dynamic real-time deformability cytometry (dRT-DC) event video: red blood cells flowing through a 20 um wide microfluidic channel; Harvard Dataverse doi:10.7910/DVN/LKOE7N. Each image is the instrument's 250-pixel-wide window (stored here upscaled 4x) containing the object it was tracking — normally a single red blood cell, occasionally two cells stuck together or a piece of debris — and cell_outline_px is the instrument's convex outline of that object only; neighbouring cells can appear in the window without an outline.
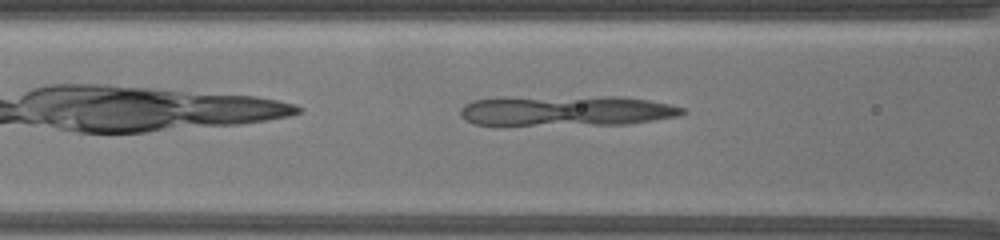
{"species": "common noctule bat (a hibernating species)", "species_latin": "Nyctalus noctula", "temperature_condition": "warm", "stored_images_in_passage": 35, "camera_frame_rate_fps": 3000, "um_per_image_px": 0.085, "animal": {"sex": "female", "body_mass_g": 19.5, "forearm_length_mm": 54.1}, "frame": {"image": 1, "passage_image": 25, "time_ms": 8.0, "image_size_px": [1000, 240], "cell_outline_px": [[688, 112], [680, 116], [628, 124], [496, 128], [476, 124], [464, 120], [460, 116], [460, 108], [464, 104], [472, 100], [504, 96], [620, 96], [648, 100], [668, 104], [684, 108]], "centroid_in_image_um": [47.98, 9.45], "position_along_channel_um": 118.6, "area_um2": 41.96}}